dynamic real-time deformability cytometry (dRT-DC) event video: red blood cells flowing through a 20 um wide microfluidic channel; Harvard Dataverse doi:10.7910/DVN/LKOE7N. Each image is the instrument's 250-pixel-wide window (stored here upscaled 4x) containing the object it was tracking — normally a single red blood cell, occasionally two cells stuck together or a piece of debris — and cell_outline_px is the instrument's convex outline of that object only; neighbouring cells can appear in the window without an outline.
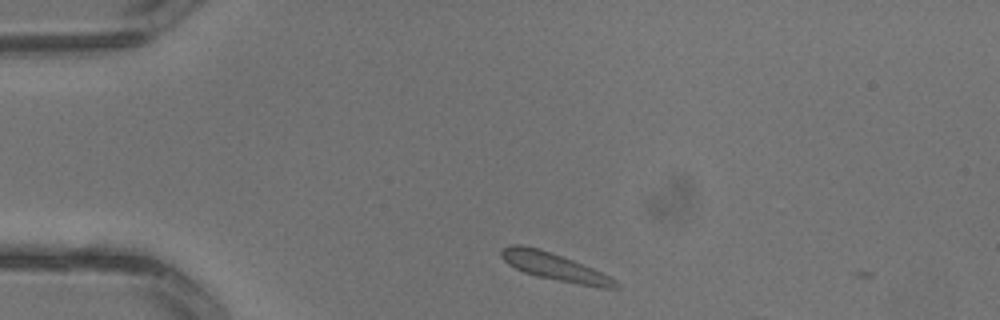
{"species": "common noctule bat (a hibernating species)", "species_latin": "Nyctalus noctula", "temperature_condition": "warm", "stored_images_in_passage": 2, "camera_frame_rate_fps": 3000, "um_per_image_px": 0.085, "animal": {"sex": "male", "body_mass_g": 13.3}, "frame": {"image": 1, "passage_image": 1, "time_ms": 0.0, "image_size_px": [1000, 320], "cell_outline_px": [[620, 284], [616, 288], [600, 288], [576, 284], [536, 276], [524, 272], [508, 264], [500, 256], [500, 248], [508, 244], [524, 244], [540, 248], [572, 260], [592, 268], [616, 280]], "centroid_in_image_um": [47.08, 22.66], "position_along_channel_um": 37.9, "area_um2": 18.44}}